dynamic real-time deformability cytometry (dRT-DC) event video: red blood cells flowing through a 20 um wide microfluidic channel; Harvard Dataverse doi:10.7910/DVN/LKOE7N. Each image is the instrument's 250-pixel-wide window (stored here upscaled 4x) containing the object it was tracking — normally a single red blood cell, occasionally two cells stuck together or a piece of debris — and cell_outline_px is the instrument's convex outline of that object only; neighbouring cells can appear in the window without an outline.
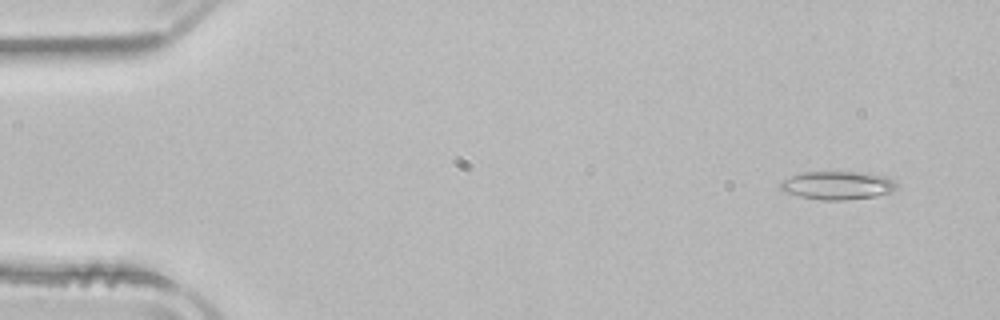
{"species": "common noctule bat (a hibernating species)", "species_latin": "Nyctalus noctula", "temperature_condition": "room temperature", "stored_images_in_passage": 52, "camera_frame_rate_fps": 3000, "um_per_image_px": 0.085, "animal": {"sex": "male", "body_mass_g": 21.5, "forearm_length_mm": 52.0}, "frame": {"image": 1, "passage_image": 4, "time_ms": 1.0, "image_size_px": [1000, 320], "cell_outline_px": [[900, 188], [892, 192], [876, 196], [844, 200], [820, 200], [800, 196], [784, 192], [780, 188], [780, 180], [804, 172], [864, 172], [884, 176], [900, 184]], "centroid_in_image_um": [71.23, 15.76], "position_along_channel_um": 13.8, "area_um2": 19.36}}
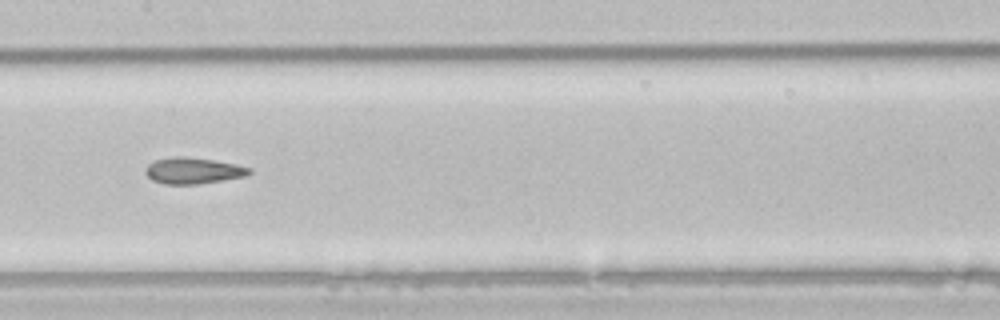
{"frame": {"image": 2, "passage_image": 26, "time_ms": 8.333, "image_size_px": [1000, 320], "cell_outline_px": [[252, 172], [248, 176], [196, 184], [164, 184], [152, 180], [144, 172], [144, 168], [148, 164], [156, 160], [176, 156], [184, 156], [212, 160], [236, 164], [252, 168]], "centroid_in_image_um": [16.42, 14.51], "position_along_channel_um": 191.0, "area_um2": 15.9}}
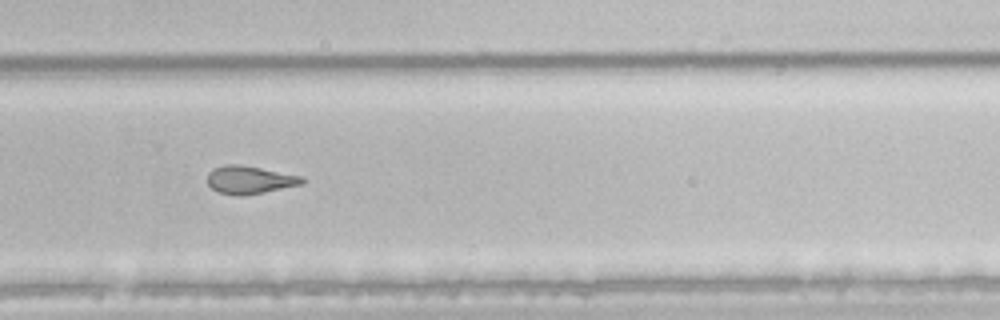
{"frame": {"image": 3, "passage_image": 35, "time_ms": 11.333, "image_size_px": [1000, 320], "cell_outline_px": [[308, 180], [304, 184], [244, 196], [240, 196], [216, 192], [208, 184], [208, 172], [212, 168], [224, 164], [240, 164], [304, 176]], "centroid_in_image_um": [21.25, 15.28], "position_along_channel_um": 308.5, "area_um2": 15.78}, "authors_computed_cell_mechanics": {"area_um2": 17.6579, "velocity_mm_per_s": 3.9471, "shape_relaxation_time_tau1_ms": null, "shape_relaxation_time_tau2_ms": 2.8861, "deformation_change_tau1": null, "deformation_change_tau2": 0.0966}}